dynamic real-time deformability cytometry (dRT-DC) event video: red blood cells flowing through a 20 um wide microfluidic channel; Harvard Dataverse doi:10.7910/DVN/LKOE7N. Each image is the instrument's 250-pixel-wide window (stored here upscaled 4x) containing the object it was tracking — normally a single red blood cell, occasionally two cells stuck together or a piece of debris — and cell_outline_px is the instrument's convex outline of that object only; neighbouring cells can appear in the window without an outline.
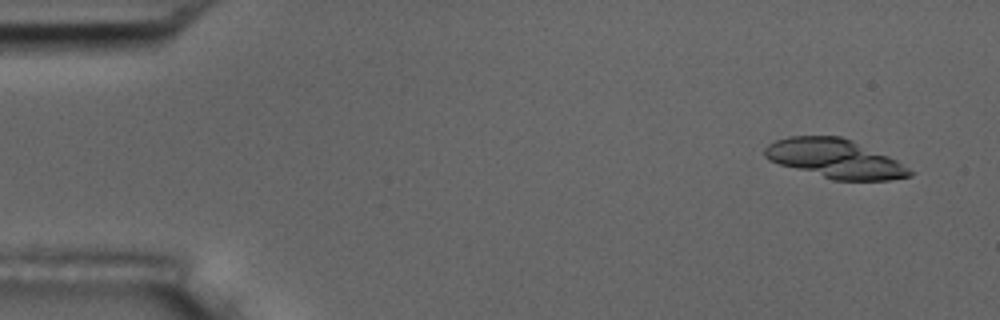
{"species": "common noctule bat (a hibernating species)", "species_latin": "Nyctalus noctula", "temperature_condition": "room temperature", "stored_images_in_passage": 5, "segment_of_instrument_passage": [1, 2], "camera_frame_rate_fps": 3000, "um_per_image_px": 0.085, "animal": {"sex": "male", "body_mass_g": 17.5, "forearm_length_mm": 52.3}, "frame": {"image": 1, "passage_image": 1, "time_ms": 0.0, "image_size_px": [1000, 320], "cell_outline_px": [[916, 172], [912, 176], [888, 180], [832, 180], [780, 164], [768, 160], [764, 156], [764, 148], [768, 144], [776, 140], [788, 136], [840, 136], [852, 140], [888, 156], [896, 160]], "centroid_in_image_um": [70.98, 13.49], "position_along_channel_um": 14.0, "area_um2": 32.89}}